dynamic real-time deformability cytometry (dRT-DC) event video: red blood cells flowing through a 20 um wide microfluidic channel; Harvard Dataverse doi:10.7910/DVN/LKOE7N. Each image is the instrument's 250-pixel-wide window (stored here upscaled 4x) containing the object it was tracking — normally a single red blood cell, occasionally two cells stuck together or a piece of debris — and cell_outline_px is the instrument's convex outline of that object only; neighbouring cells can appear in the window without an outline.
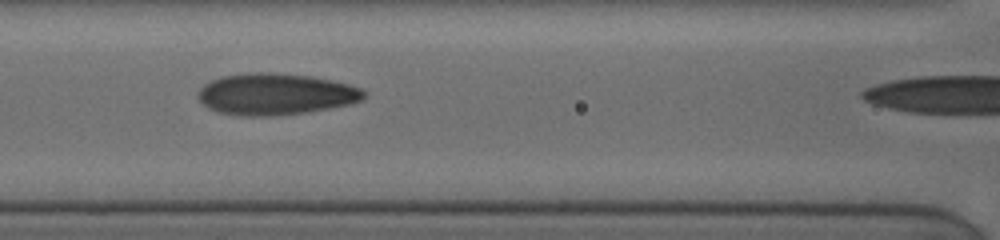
{"species": "human", "species_latin": "Homo sapiens", "temperature_condition": "cold", "stored_images_in_passage": 12, "camera_frame_rate_fps": 3000, "um_per_image_px": 0.085, "donor": {"sex": "female"}, "frame": {"image": 1, "passage_image": 10, "time_ms": 8.0, "image_size_px": [1000, 240], "cell_outline_px": [[364, 96], [360, 100], [348, 104], [328, 108], [304, 112], [272, 116], [240, 116], [216, 112], [208, 108], [196, 96], [196, 92], [204, 84], [220, 76], [248, 72], [268, 72], [308, 76], [348, 84], [360, 88], [364, 92]], "centroid_in_image_um": [23.32, 8.0], "position_along_channel_um": 143.3, "area_um2": 39.94}}
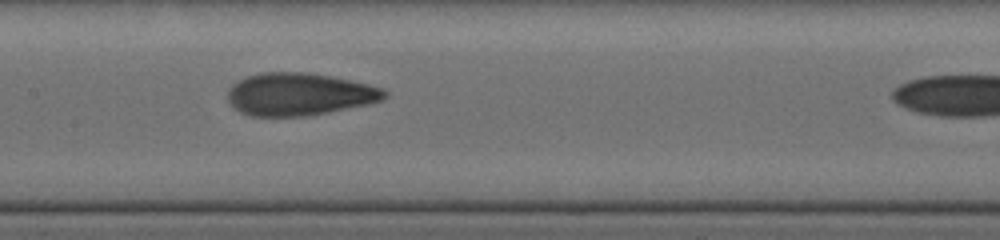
{"frame": {"image": 2, "passage_image": 11, "time_ms": 9.0, "image_size_px": [1000, 240], "cell_outline_px": [[388, 96], [380, 100], [368, 104], [328, 112], [304, 116], [252, 116], [240, 112], [228, 100], [228, 88], [236, 80], [260, 72], [308, 72], [332, 76], [368, 84], [384, 88], [388, 92]], "centroid_in_image_um": [25.44, 7.99], "position_along_channel_um": 182.0, "area_um2": 38.96}}